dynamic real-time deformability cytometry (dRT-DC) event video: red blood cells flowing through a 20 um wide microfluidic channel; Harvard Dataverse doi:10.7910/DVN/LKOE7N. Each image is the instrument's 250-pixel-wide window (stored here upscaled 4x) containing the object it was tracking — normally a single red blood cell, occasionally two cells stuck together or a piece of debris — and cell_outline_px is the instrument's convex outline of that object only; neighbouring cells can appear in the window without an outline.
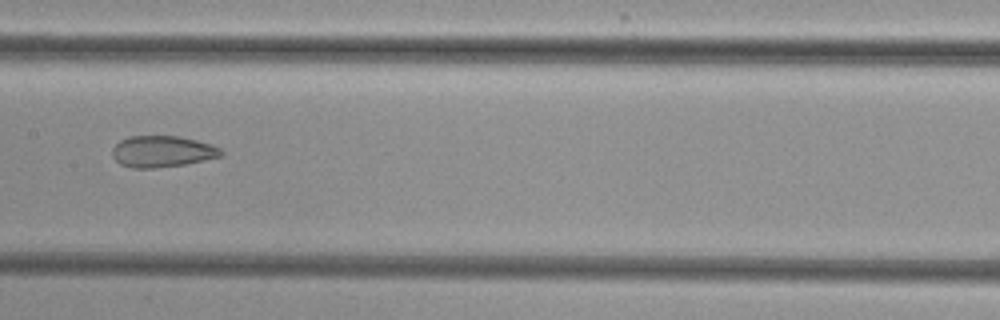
{"species": "common noctule bat (a hibernating species)", "species_latin": "Nyctalus noctula", "temperature_condition": "cold", "stored_images_in_passage": 8, "camera_frame_rate_fps": 3000, "um_per_image_px": 0.085, "animal": {"sex": "female", "body_mass_g": 29.2, "forearm_length_mm": 56.3}, "frame": {"image": 1, "passage_image": 8, "time_ms": 9.0, "image_size_px": [1000, 320], "cell_outline_px": [[224, 152], [220, 156], [184, 164], [152, 168], [132, 168], [120, 164], [112, 156], [112, 148], [120, 140], [128, 136], [180, 136], [212, 144], [220, 148]], "centroid_in_image_um": [13.76, 12.86], "position_along_channel_um": 193.6, "area_um2": 19.83}}